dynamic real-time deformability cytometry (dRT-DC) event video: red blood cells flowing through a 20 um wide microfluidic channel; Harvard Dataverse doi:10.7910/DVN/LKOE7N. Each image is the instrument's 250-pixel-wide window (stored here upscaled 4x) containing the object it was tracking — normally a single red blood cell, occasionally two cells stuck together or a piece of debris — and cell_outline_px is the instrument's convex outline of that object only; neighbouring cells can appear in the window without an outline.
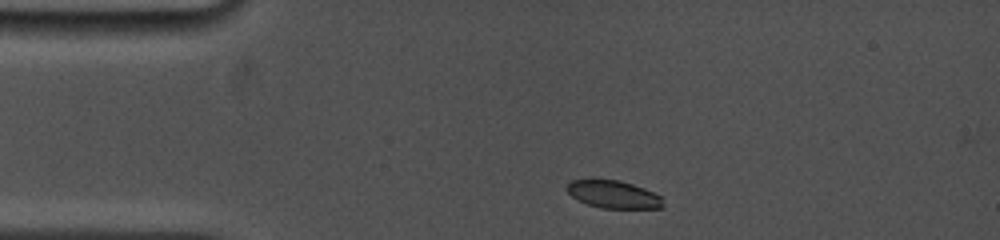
{"species": "common noctule bat (a hibernating species)", "species_latin": "Nyctalus noctula", "temperature_condition": "cold", "stored_images_in_passage": 3, "camera_frame_rate_fps": 5000, "um_per_image_px": 0.085, "animal": {"sex": "female", "body_mass_g": 19.0, "forearm_length_mm": 53.3}, "frame": {"image": 1, "passage_image": 1, "time_ms": 0.0, "image_size_px": [1000, 240], "cell_outline_px": [[664, 208], [600, 208], [588, 204], [572, 196], [568, 192], [568, 184], [572, 180], [592, 176], [620, 180], [644, 188], [660, 196], [664, 204]], "centroid_in_image_um": [52.11, 16.47], "position_along_channel_um": 32.9, "area_um2": 15.9}}